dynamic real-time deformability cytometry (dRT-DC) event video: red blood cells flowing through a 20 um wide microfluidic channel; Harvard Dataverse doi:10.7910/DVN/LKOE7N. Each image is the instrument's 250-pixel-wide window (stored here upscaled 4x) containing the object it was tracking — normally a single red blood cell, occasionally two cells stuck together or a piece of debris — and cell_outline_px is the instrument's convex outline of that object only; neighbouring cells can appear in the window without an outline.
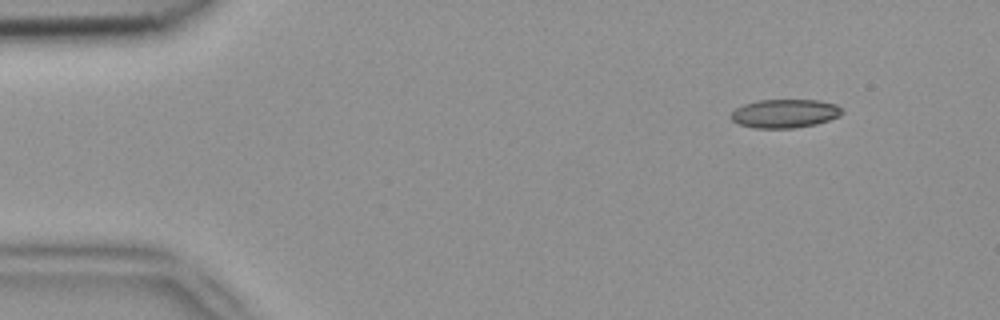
{"species": "common noctule bat (a hibernating species)", "species_latin": "Nyctalus noctula", "temperature_condition": "room temperature", "stored_images_in_passage": 47, "camera_frame_rate_fps": 3000, "um_per_image_px": 0.085, "animal": {"sex": "female", "body_mass_g": 18.4}, "frame": {"image": 1, "passage_image": 1, "time_ms": 0.0, "image_size_px": [1000, 320], "cell_outline_px": [[844, 112], [840, 116], [816, 124], [792, 128], [752, 128], [740, 124], [732, 120], [732, 112], [736, 108], [744, 104], [760, 100], [820, 100], [836, 104]], "centroid_in_image_um": [66.73, 9.64], "position_along_channel_um": 18.3, "area_um2": 18.44}}
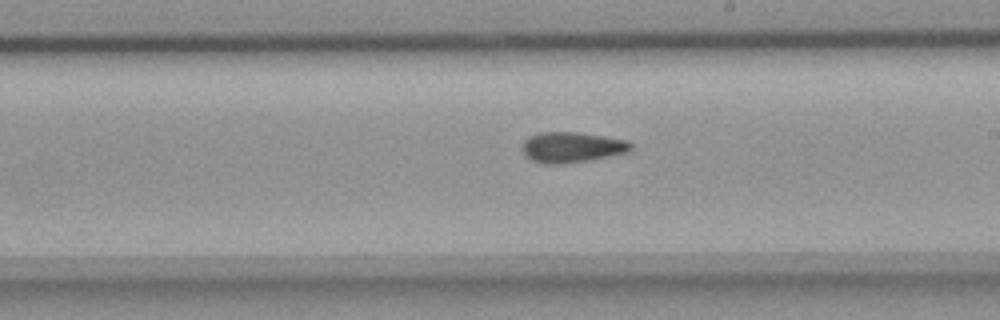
{"frame": {"image": 2, "passage_image": 25, "time_ms": 8.0, "image_size_px": [1000, 320], "cell_outline_px": [[632, 152], [592, 160], [564, 164], [544, 164], [532, 160], [524, 156], [524, 140], [528, 136], [540, 132], [576, 132], [604, 136], [624, 140], [632, 144]], "centroid_in_image_um": [48.63, 12.53], "position_along_channel_um": 240.4, "area_um2": 19.54}}
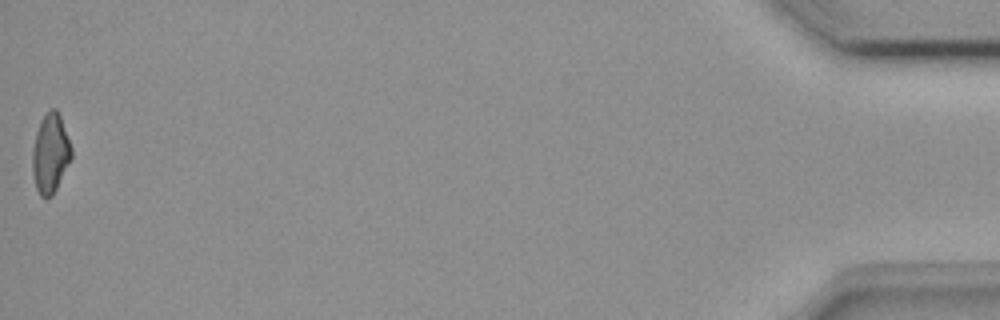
{"frame": {"image": 3, "passage_image": 47, "time_ms": 15.333, "image_size_px": [1000, 320], "cell_outline_px": [[72, 156], [52, 196], [40, 196], [36, 188], [32, 172], [32, 148], [36, 132], [40, 120], [52, 108], [56, 108], [60, 116], [72, 148]], "centroid_in_image_um": [4.26, 13.03], "position_along_channel_um": 430.9, "area_um2": 17.8}, "authors_computed_cell_mechanics": {"area_um2": 18.7272, "velocity_mm_per_s": 3.9273, "shape_relaxation_time_tau1_ms": null, "shape_relaxation_time_tau2_ms": 6.4407, "deformation_change_tau1": null, "deformation_change_tau2": 0.1458}}